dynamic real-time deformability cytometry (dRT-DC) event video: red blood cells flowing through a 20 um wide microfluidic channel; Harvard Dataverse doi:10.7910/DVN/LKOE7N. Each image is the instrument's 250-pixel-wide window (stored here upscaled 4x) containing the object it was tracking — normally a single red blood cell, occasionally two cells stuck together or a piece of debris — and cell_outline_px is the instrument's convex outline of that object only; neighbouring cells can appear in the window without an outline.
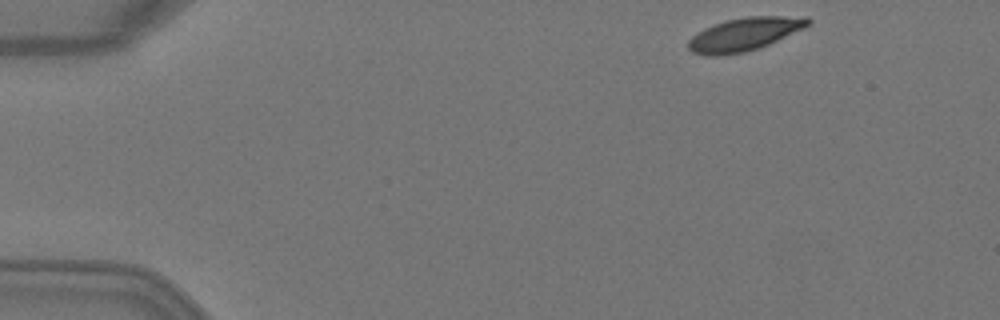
{"species": "Egyptian fruit bat (a non-hibernating species)", "species_latin": "Rousettus aegyptiacus", "temperature_condition": "warm", "stored_images_in_passage": 7, "camera_frame_rate_fps": 3000, "um_per_image_px": 0.085, "animal": {"sex": "female"}, "frame": {"image": 1, "passage_image": 1, "time_ms": 0.0, "image_size_px": [1000, 320], "cell_outline_px": [[812, 24], [804, 28], [768, 44], [744, 52], [716, 56], [708, 56], [692, 52], [688, 48], [688, 40], [692, 36], [704, 28], [728, 20], [748, 16], [808, 16], [812, 20]], "centroid_in_image_um": [63.3, 2.9], "position_along_channel_um": 21.7, "area_um2": 22.95}}
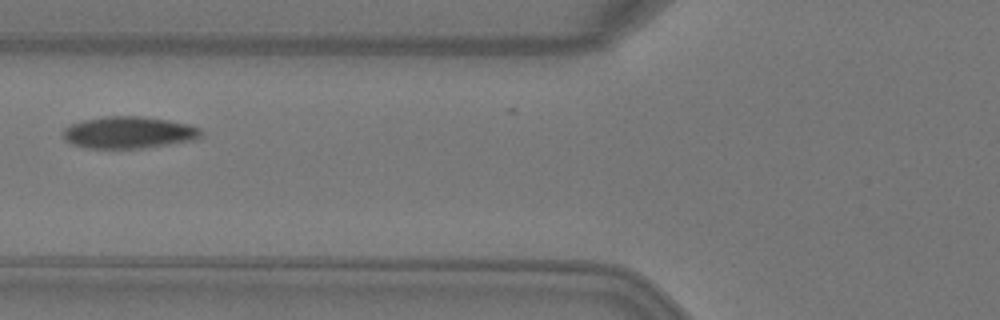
{"frame": {"image": 2, "passage_image": 5, "time_ms": 1.333, "image_size_px": [1000, 320], "cell_outline_px": [[204, 132], [200, 136], [192, 140], [140, 148], [88, 148], [72, 144], [64, 140], [60, 132], [64, 128], [72, 124], [84, 120], [104, 116], [144, 116], [168, 120], [188, 124], [200, 128]], "centroid_in_image_um": [10.9, 11.25], "position_along_channel_um": 114.9, "area_um2": 25.61}}
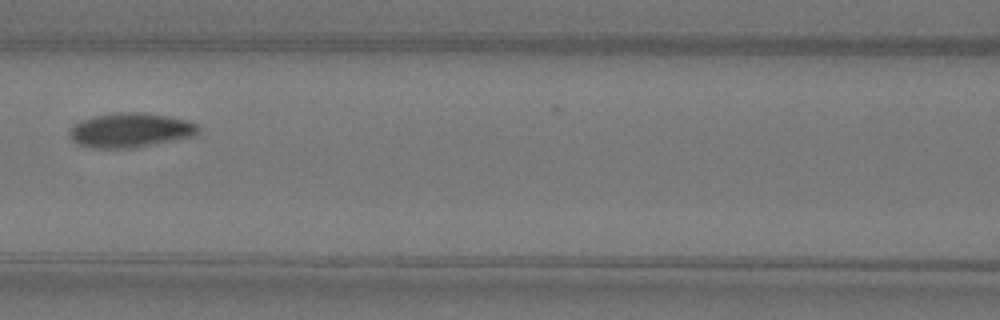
{"frame": {"image": 3, "passage_image": 6, "time_ms": 1.667, "image_size_px": [1000, 320], "cell_outline_px": [[200, 132], [196, 136], [128, 148], [92, 148], [80, 144], [72, 140], [68, 132], [72, 124], [80, 120], [112, 112], [144, 112], [168, 116], [188, 120], [200, 124]], "centroid_in_image_um": [11.1, 11.04], "position_along_channel_um": 155.5, "area_um2": 26.07}}